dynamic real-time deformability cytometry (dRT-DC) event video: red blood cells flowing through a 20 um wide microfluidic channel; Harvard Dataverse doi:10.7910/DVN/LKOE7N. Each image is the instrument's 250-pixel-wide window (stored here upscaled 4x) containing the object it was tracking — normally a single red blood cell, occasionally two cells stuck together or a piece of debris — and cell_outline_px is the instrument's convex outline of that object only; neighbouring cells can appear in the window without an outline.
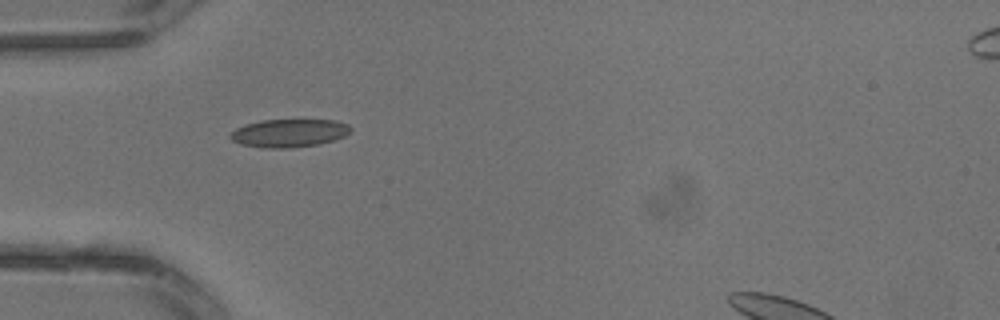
{"species": "common noctule bat (a hibernating species)", "species_latin": "Nyctalus noctula", "temperature_condition": "warm", "stored_images_in_passage": 3, "camera_frame_rate_fps": 3000, "um_per_image_px": 0.085, "animal": {"sex": "male", "body_mass_g": 13.3}, "frame": {"image": 1, "passage_image": 3, "time_ms": 0.667, "image_size_px": [1000, 320], "cell_outline_px": [[352, 132], [344, 136], [320, 144], [288, 148], [260, 148], [240, 144], [232, 140], [228, 136], [236, 128], [244, 124], [264, 120], [336, 120], [348, 124], [352, 128]], "centroid_in_image_um": [24.57, 11.31], "position_along_channel_um": 60.4, "area_um2": 19.83}}